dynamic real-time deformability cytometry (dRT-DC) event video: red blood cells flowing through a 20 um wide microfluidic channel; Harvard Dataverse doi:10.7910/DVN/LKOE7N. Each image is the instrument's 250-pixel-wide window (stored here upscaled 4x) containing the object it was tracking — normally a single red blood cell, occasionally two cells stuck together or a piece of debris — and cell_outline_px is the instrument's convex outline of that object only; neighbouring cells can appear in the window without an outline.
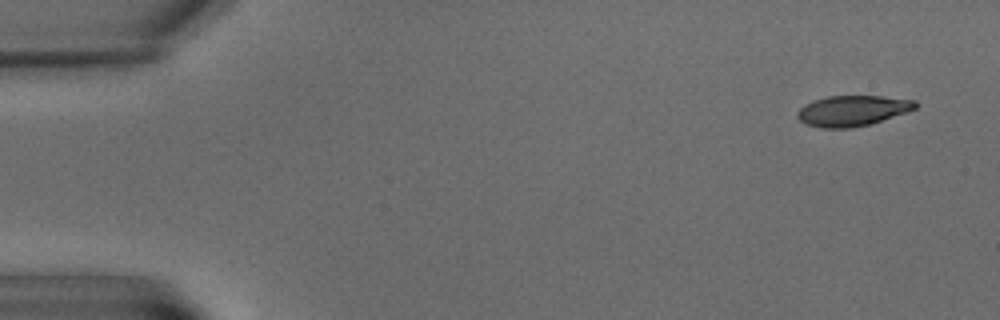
{"species": "common noctule bat (a hibernating species)", "species_latin": "Nyctalus noctula", "temperature_condition": "warm", "stored_images_in_passage": 6, "camera_frame_rate_fps": 3000, "um_per_image_px": 0.085, "animal": {"sex": "male", "body_mass_g": 15.6}, "frame": {"image": 1, "passage_image": 1, "time_ms": 0.0, "image_size_px": [1000, 320], "cell_outline_px": [[916, 108], [908, 112], [868, 124], [848, 128], [820, 128], [804, 124], [796, 116], [796, 112], [804, 104], [812, 100], [828, 96], [880, 96], [916, 100]], "centroid_in_image_um": [72.41, 9.41], "position_along_channel_um": 12.6, "area_um2": 21.04}}
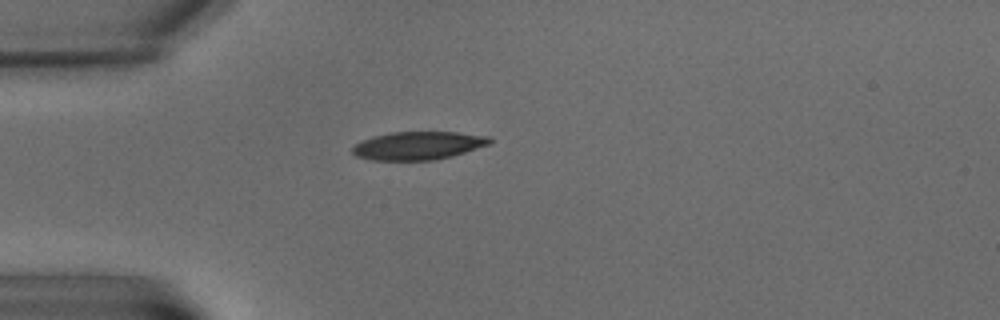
{"frame": {"image": 2, "passage_image": 5, "time_ms": 5.333, "image_size_px": [1000, 320], "cell_outline_px": [[492, 144], [452, 156], [432, 160], [372, 160], [356, 156], [352, 152], [352, 148], [360, 140], [372, 136], [392, 132], [456, 132], [492, 136]], "centroid_in_image_um": [35.57, 12.37], "position_along_channel_um": 49.4, "area_um2": 22.72}}